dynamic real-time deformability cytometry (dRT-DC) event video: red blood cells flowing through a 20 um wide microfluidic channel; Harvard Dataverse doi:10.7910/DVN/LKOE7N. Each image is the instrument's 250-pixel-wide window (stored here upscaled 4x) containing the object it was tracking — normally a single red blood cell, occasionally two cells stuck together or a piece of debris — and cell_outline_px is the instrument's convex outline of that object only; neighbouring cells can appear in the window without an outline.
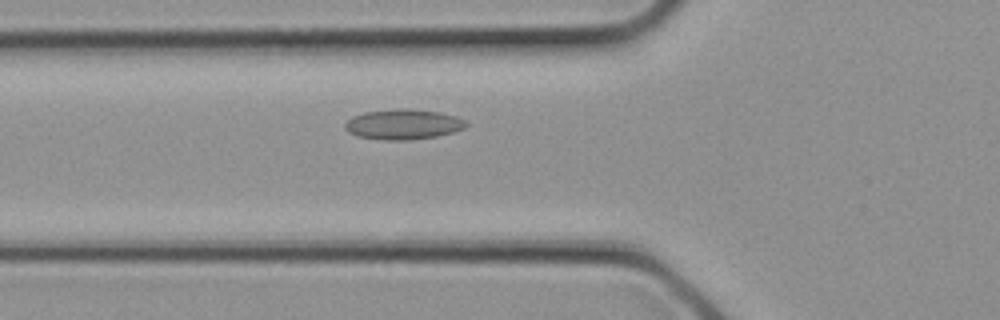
{"species": "common noctule bat (a hibernating species)", "species_latin": "Nyctalus noctula", "temperature_condition": "cold", "stored_images_in_passage": 6, "camera_frame_rate_fps": 3000, "um_per_image_px": 0.085, "animal": {"sex": "female", "body_mass_g": 21.9}, "frame": {"image": 1, "passage_image": 4, "time_ms": 1.0, "image_size_px": [1000, 320], "cell_outline_px": [[468, 124], [464, 128], [452, 132], [436, 136], [408, 140], [380, 140], [356, 136], [348, 132], [344, 128], [344, 124], [352, 116], [364, 112], [396, 108], [408, 108], [440, 112], [456, 116], [464, 120]], "centroid_in_image_um": [34.23, 10.56], "position_along_channel_um": 91.6, "area_um2": 21.5}}
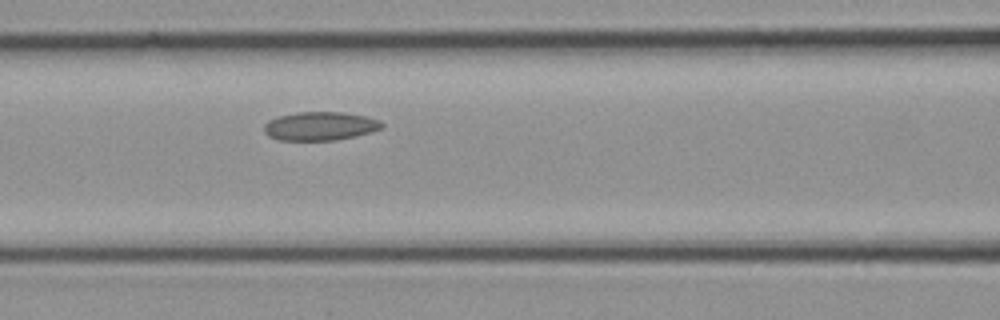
{"frame": {"image": 2, "passage_image": 6, "time_ms": 1.667, "image_size_px": [1000, 320], "cell_outline_px": [[384, 128], [372, 132], [356, 136], [336, 140], [280, 140], [268, 136], [264, 132], [264, 124], [268, 120], [280, 116], [296, 112], [344, 112], [364, 116], [380, 120], [384, 124]], "centroid_in_image_um": [27.23, 10.72], "position_along_channel_um": 139.4, "area_um2": 19.77}}